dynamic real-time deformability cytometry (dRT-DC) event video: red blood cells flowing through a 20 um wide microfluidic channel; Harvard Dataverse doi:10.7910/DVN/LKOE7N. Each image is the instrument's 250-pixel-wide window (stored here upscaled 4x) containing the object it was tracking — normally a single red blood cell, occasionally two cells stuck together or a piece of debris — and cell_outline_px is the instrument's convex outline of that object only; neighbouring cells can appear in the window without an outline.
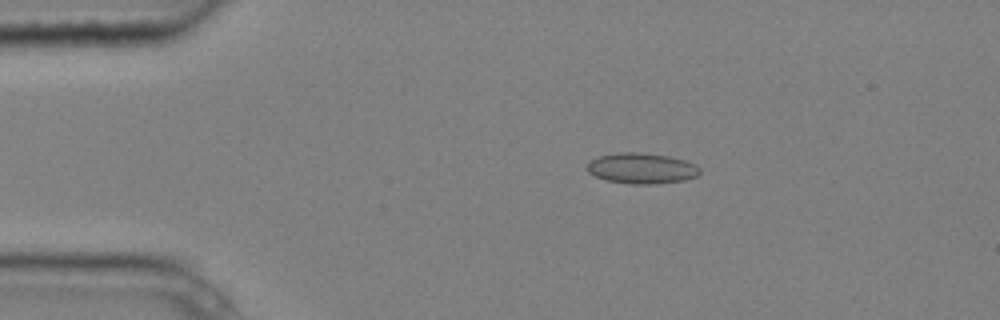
{"species": "common noctule bat (a hibernating species)", "species_latin": "Nyctalus noctula", "temperature_condition": "cold", "stored_images_in_passage": 9, "camera_frame_rate_fps": 3000, "um_per_image_px": 0.085, "animal": {"sex": "male", "body_mass_g": 20.4}, "frame": {"image": 1, "passage_image": 2, "time_ms": 0.333, "image_size_px": [1000, 320], "cell_outline_px": [[700, 172], [696, 176], [684, 180], [656, 184], [632, 184], [604, 180], [588, 172], [588, 164], [592, 160], [600, 156], [616, 152], [640, 152], [668, 156], [684, 160], [696, 164], [700, 168]], "centroid_in_image_um": [54.56, 14.31], "position_along_channel_um": 30.4, "area_um2": 20.11}}
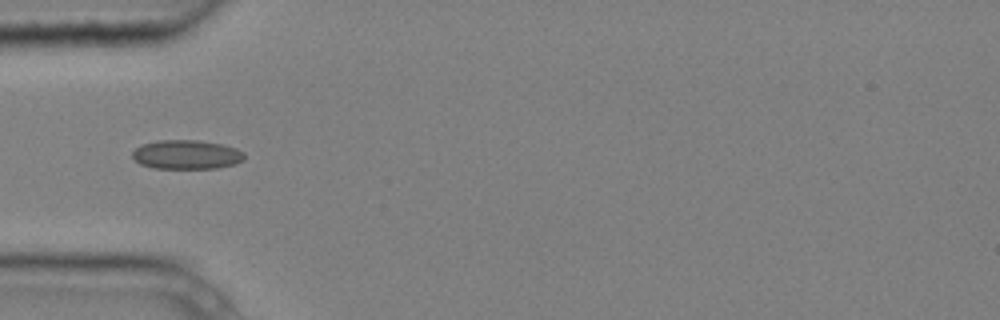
{"frame": {"image": 2, "passage_image": 4, "time_ms": 1.0, "image_size_px": [1000, 320], "cell_outline_px": [[244, 160], [236, 164], [216, 168], [152, 168], [140, 164], [132, 156], [132, 152], [140, 144], [156, 140], [196, 140], [220, 144], [236, 148], [244, 152]], "centroid_in_image_um": [15.84, 13.14], "position_along_channel_um": 69.2, "area_um2": 19.07}}
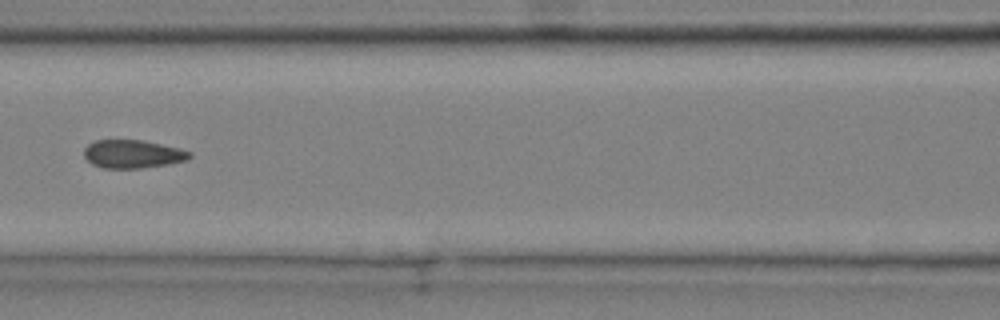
{"frame": {"image": 3, "passage_image": 6, "time_ms": 1.667, "image_size_px": [1000, 320], "cell_outline_px": [[192, 156], [188, 160], [168, 164], [140, 168], [104, 168], [92, 164], [84, 156], [84, 148], [88, 144], [96, 140], [144, 140], [180, 148], [192, 152]], "centroid_in_image_um": [11.31, 13.09], "position_along_channel_um": 155.3, "area_um2": 17.46}}